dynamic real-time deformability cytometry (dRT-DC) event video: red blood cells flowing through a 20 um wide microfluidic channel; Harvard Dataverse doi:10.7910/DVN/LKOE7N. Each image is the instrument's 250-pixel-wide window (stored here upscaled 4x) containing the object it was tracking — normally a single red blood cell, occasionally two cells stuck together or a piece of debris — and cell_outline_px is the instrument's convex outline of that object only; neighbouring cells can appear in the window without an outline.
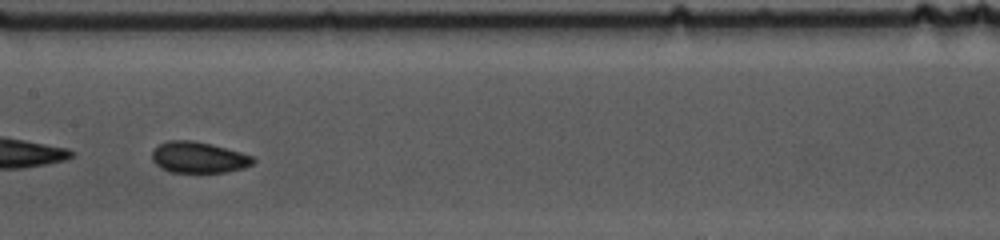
{"species": "common noctule bat (a hibernating species)", "species_latin": "Nyctalus noctula", "temperature_condition": "cold", "stored_images_in_passage": 42, "camera_frame_rate_fps": 3000, "um_per_image_px": 0.085, "animal": {"sex": "female", "body_mass_g": 10.0, "forearm_length_mm": 53.1}, "frame": {"image": 1, "passage_image": 19, "time_ms": 6.0, "image_size_px": [1000, 240], "cell_outline_px": [[256, 160], [252, 164], [244, 168], [228, 172], [172, 172], [160, 168], [152, 160], [152, 152], [156, 144], [168, 140], [192, 140], [212, 144], [240, 152], [252, 156]], "centroid_in_image_um": [16.85, 13.37], "position_along_channel_um": 190.5, "area_um2": 18.5}, "authors_computed_cell_mechanics": {"area_um2": 18.6983, "velocity_mm_per_s": 3.5129, "shape_relaxation_time_tau1_ms": 2.4144, "shape_relaxation_time_tau2_ms": 2.1533, "deformation_change_tau1": 0.0631, "deformation_change_tau2": 0.0602}}